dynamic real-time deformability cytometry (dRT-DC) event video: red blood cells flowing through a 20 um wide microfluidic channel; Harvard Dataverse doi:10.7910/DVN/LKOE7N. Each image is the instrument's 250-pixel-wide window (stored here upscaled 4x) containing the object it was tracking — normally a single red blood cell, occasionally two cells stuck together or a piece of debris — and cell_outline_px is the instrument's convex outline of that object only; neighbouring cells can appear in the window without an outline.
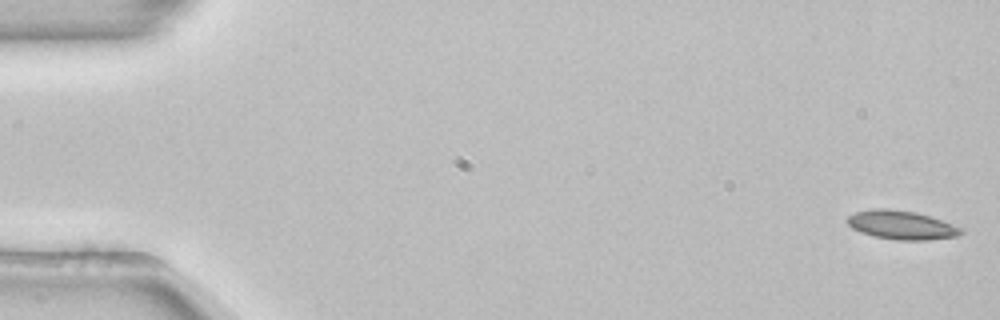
{"species": "common noctule bat (a hibernating species)", "species_latin": "Nyctalus noctula", "temperature_condition": "room temperature", "stored_images_in_passage": 53, "camera_frame_rate_fps": 3000, "um_per_image_px": 0.085, "animal": {"sex": "female", "body_mass_g": 22.7, "forearm_length_mm": 54.2}, "frame": {"image": 1, "passage_image": 1, "time_ms": 0.0, "image_size_px": [1000, 320], "cell_outline_px": [[964, 232], [956, 236], [928, 240], [896, 240], [876, 236], [860, 232], [852, 228], [844, 220], [848, 216], [856, 212], [876, 208], [888, 208], [916, 212], [952, 224], [960, 228]], "centroid_in_image_um": [76.58, 19.12], "position_along_channel_um": 8.4, "area_um2": 18.9}}
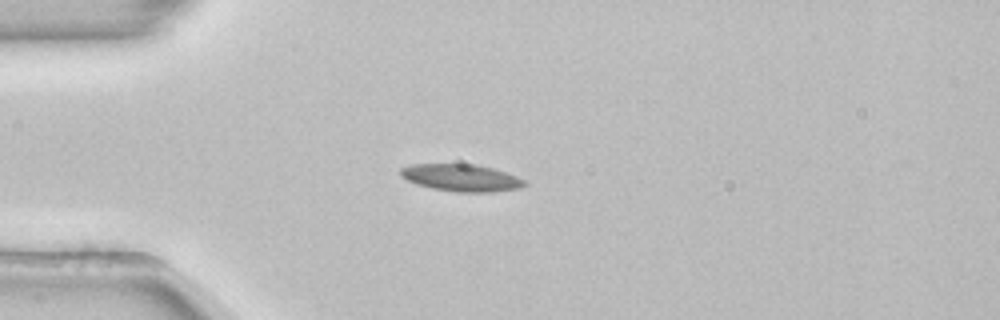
{"frame": {"image": 2, "passage_image": 14, "time_ms": 4.333, "image_size_px": [1000, 320], "cell_outline_px": [[528, 184], [520, 188], [492, 192], [456, 192], [432, 188], [416, 184], [400, 176], [400, 168], [412, 164], [476, 164], [492, 168], [516, 176], [524, 180]], "centroid_in_image_um": [39.2, 15.11], "position_along_channel_um": 45.8, "area_um2": 19.59}}
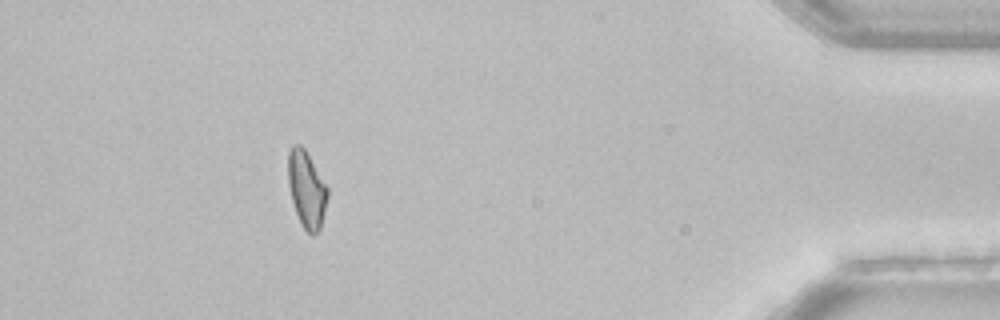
{"frame": {"image": 3, "passage_image": 48, "time_ms": 15.667, "image_size_px": [1000, 320], "cell_outline_px": [[328, 196], [320, 228], [312, 236], [304, 228], [296, 212], [292, 200], [288, 184], [288, 152], [292, 144], [300, 144], [304, 148], [328, 188]], "centroid_in_image_um": [26.05, 16.06], "position_along_channel_um": 409.2, "area_um2": 17.34}}